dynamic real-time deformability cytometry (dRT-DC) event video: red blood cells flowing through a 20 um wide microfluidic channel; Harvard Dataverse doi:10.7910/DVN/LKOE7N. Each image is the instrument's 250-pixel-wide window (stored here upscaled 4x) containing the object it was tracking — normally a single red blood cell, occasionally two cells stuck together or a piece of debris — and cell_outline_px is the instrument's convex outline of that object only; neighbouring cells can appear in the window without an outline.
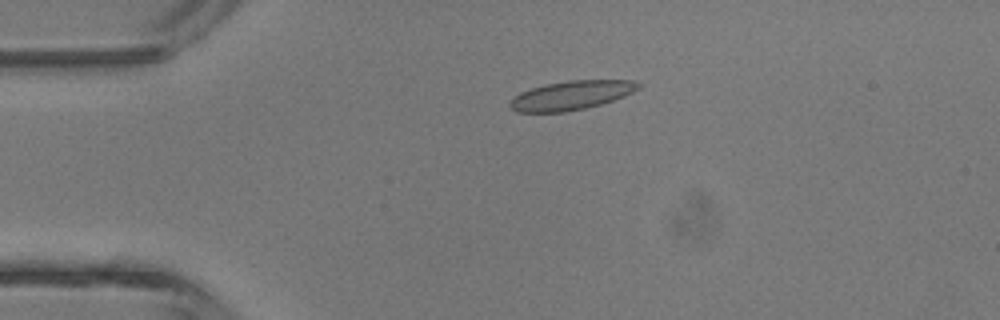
{"species": "common noctule bat (a hibernating species)", "species_latin": "Nyctalus noctula", "temperature_condition": "room temperature", "stored_images_in_passage": 2, "camera_frame_rate_fps": 3000, "um_per_image_px": 0.085, "animal": {"sex": "male", "body_mass_g": 13.3}, "frame": {"image": 1, "passage_image": 1, "time_ms": 0.0, "image_size_px": [1000, 320], "cell_outline_px": [[644, 84], [640, 88], [624, 96], [600, 104], [584, 108], [564, 112], [516, 112], [508, 104], [520, 92], [544, 84], [568, 80], [632, 80]], "centroid_in_image_um": [48.58, 8.09], "position_along_channel_um": 36.4, "area_um2": 21.62}}